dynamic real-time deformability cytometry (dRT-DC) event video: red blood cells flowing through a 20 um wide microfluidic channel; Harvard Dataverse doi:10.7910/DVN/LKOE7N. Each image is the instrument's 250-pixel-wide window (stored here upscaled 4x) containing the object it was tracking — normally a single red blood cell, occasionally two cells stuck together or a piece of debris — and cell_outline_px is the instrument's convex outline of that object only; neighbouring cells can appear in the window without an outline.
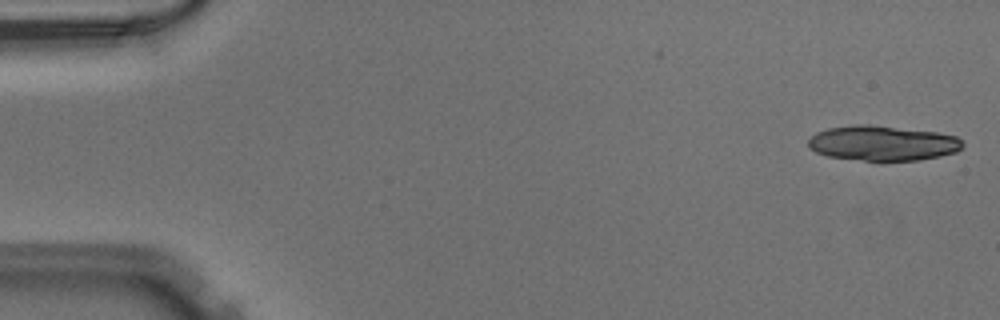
{"species": "Egyptian fruit bat (a non-hibernating species)", "species_latin": "Rousettus aegyptiacus", "temperature_condition": "warm", "stored_images_in_passage": 15, "camera_frame_rate_fps": 3000, "um_per_image_px": 0.085, "animal": {"sex": "male"}, "frame": {"image": 1, "passage_image": 1, "time_ms": 0.0, "image_size_px": [1000, 320], "cell_outline_px": [[964, 144], [956, 152], [940, 156], [920, 160], [864, 160], [828, 156], [816, 152], [808, 148], [808, 140], [816, 132], [828, 128], [852, 124], [868, 124], [936, 132], [956, 136], [964, 140]], "centroid_in_image_um": [75.02, 12.16], "position_along_channel_um": 10.0, "area_um2": 31.5}}
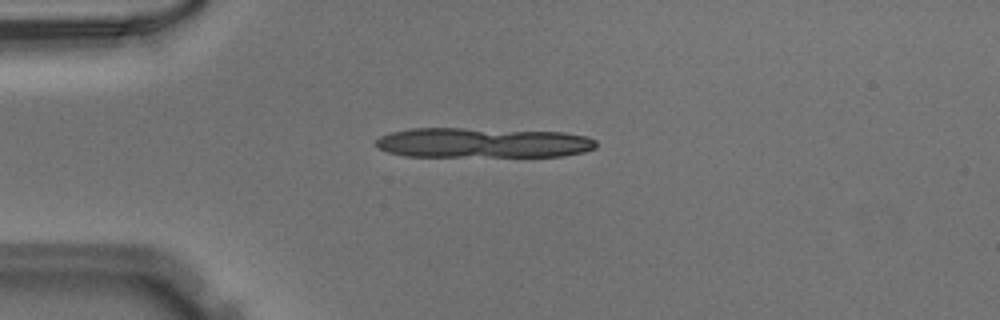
{"frame": {"image": 2, "passage_image": 12, "time_ms": 3.667, "image_size_px": [1000, 320], "cell_outline_px": [[596, 148], [584, 152], [564, 156], [404, 156], [388, 152], [376, 148], [376, 140], [380, 136], [392, 132], [412, 128], [464, 128], [564, 132], [588, 136], [596, 140]], "centroid_in_image_um": [41.05, 12.13], "position_along_channel_um": 43.9, "area_um2": 38.78}}